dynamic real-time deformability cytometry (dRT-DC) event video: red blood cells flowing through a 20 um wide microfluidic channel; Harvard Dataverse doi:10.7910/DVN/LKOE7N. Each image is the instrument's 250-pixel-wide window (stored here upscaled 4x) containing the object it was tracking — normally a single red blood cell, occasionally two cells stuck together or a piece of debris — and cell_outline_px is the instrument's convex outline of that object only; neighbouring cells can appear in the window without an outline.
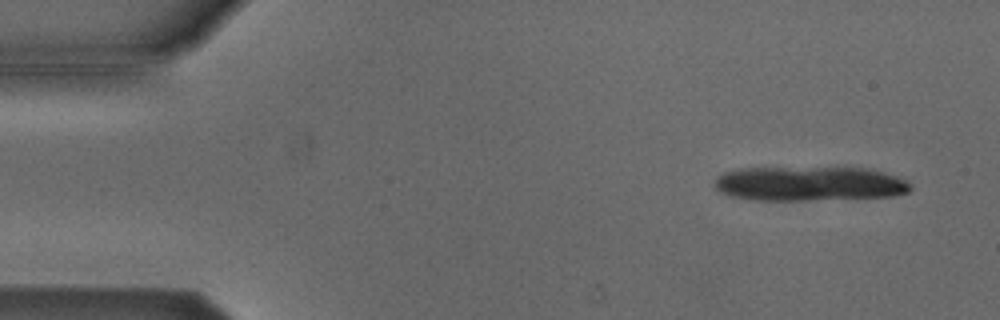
{"species": "Egyptian fruit bat (a non-hibernating species)", "species_latin": "Rousettus aegyptiacus", "temperature_condition": "cold", "stored_images_in_passage": 12, "camera_frame_rate_fps": 3000, "um_per_image_px": 0.085, "animal": {"sex": "male"}, "frame": {"image": 1, "passage_image": 3, "time_ms": 0.667, "image_size_px": [1000, 320], "cell_outline_px": [[912, 188], [908, 192], [896, 196], [800, 200], [752, 200], [732, 196], [720, 192], [716, 188], [716, 180], [724, 172], [740, 168], [864, 168], [896, 176], [912, 184]], "centroid_in_image_um": [68.81, 15.62], "position_along_channel_um": 16.2, "area_um2": 39.02}}